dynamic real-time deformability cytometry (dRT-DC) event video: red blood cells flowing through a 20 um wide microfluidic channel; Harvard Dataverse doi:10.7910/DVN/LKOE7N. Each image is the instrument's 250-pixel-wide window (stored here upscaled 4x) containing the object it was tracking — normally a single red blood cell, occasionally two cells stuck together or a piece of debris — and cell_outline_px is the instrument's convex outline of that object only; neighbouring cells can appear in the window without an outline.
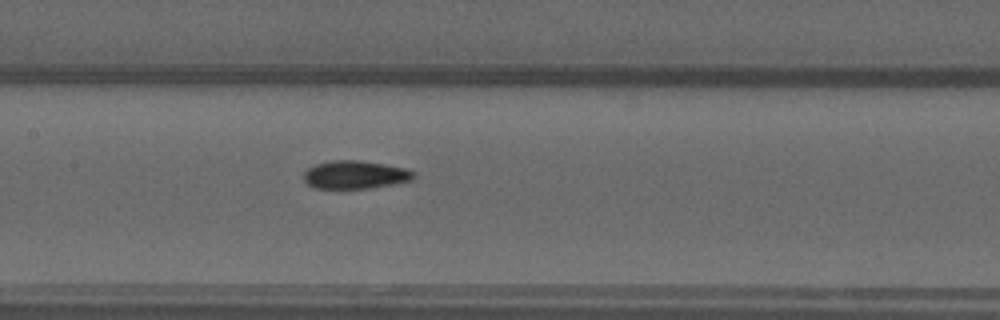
{"species": "common noctule bat (a hibernating species)", "species_latin": "Nyctalus noctula", "temperature_condition": "warm", "stored_images_in_passage": 51, "camera_frame_rate_fps": 3000, "um_per_image_px": 0.085, "animal": {"sex": "male", "forearm_length_mm": 52.5}, "frame": {"image": 1, "passage_image": 25, "time_ms": 8.0, "image_size_px": [1000, 320], "cell_outline_px": [[416, 176], [412, 180], [372, 188], [312, 188], [304, 180], [304, 172], [308, 168], [316, 164], [332, 160], [360, 160], [384, 164], [404, 168], [416, 172]], "centroid_in_image_um": [30.19, 14.85], "position_along_channel_um": 177.2, "area_um2": 18.03}}
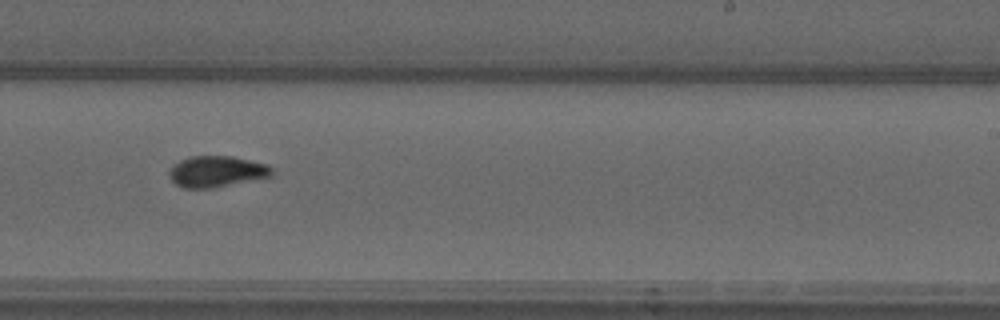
{"frame": {"image": 2, "passage_image": 32, "time_ms": 10.333, "image_size_px": [1000, 320], "cell_outline_px": [[272, 176], [212, 188], [184, 188], [176, 184], [168, 176], [168, 172], [172, 164], [180, 160], [192, 156], [232, 156], [268, 164], [272, 168]], "centroid_in_image_um": [18.39, 14.57], "position_along_channel_um": 270.6, "area_um2": 18.67}}
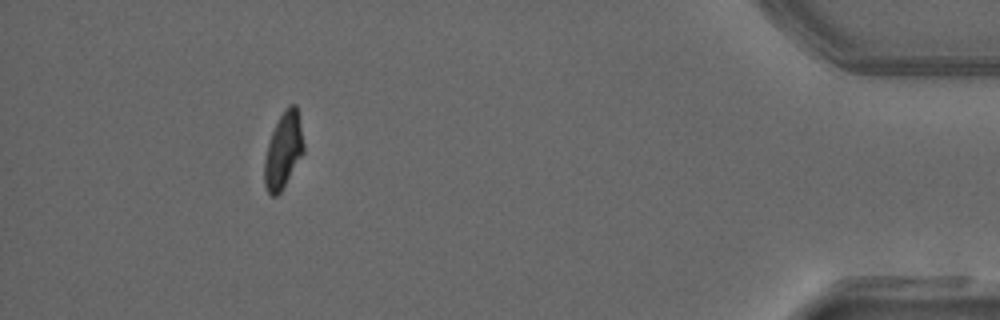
{"frame": {"image": 3, "passage_image": 47, "time_ms": 15.333, "image_size_px": [1000, 320], "cell_outline_px": [[304, 152], [280, 192], [276, 196], [272, 196], [268, 192], [264, 184], [264, 160], [268, 144], [272, 132], [284, 108], [288, 104], [296, 104], [304, 144]], "centroid_in_image_um": [24.08, 12.77], "position_along_channel_um": 411.1, "area_um2": 17.11}, "authors_computed_cell_mechanics": {"area_um2": 17.629, "velocity_mm_per_s": 4.0116, "shape_relaxation_time_tau1_ms": null, "shape_relaxation_time_tau2_ms": 1.8158, "deformation_change_tau1": null, "deformation_change_tau2": 0.0577}}